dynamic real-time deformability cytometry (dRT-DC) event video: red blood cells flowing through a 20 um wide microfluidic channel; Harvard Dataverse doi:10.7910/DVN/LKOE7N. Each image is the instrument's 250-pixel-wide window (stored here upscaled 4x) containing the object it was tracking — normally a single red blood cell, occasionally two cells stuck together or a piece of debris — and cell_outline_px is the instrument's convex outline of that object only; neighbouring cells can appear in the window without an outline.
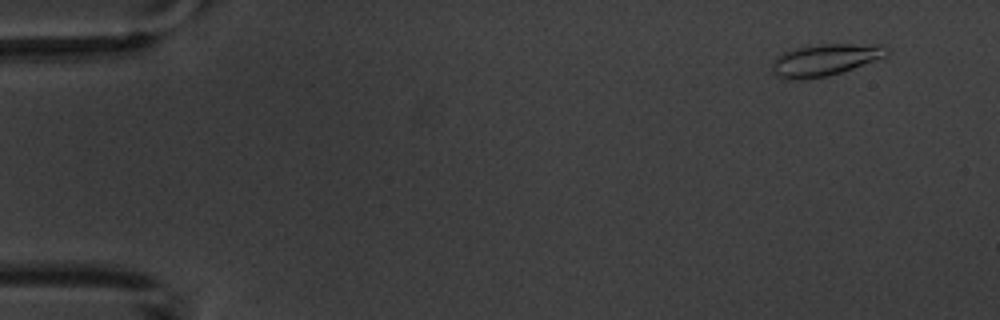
{"species": "common noctule bat (a hibernating species)", "species_latin": "Nyctalus noctula", "temperature_condition": "warm", "stored_images_in_passage": 4, "camera_frame_rate_fps": 3000, "um_per_image_px": 0.085, "animal": {"sex": "male", "body_mass_g": 20.1, "forearm_length_mm": 53.5}, "frame": {"image": 1, "passage_image": 1, "time_ms": 0.0, "image_size_px": [1000, 320], "cell_outline_px": [[892, 52], [888, 56], [828, 76], [800, 80], [788, 80], [776, 76], [772, 72], [772, 60], [776, 56], [784, 52], [796, 48], [820, 44], [884, 44], [892, 48]], "centroid_in_image_um": [70.17, 5.08], "position_along_channel_um": 14.8, "area_um2": 21.68}}
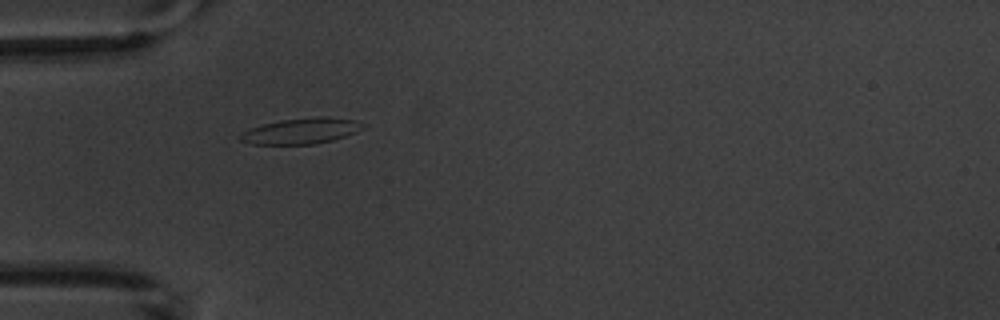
{"frame": {"image": 2, "passage_image": 4, "time_ms": 4.333, "image_size_px": [1000, 320], "cell_outline_px": [[368, 124], [364, 128], [356, 132], [332, 140], [316, 144], [252, 144], [240, 140], [236, 136], [240, 132], [264, 124], [280, 120], [316, 116], [320, 116], [352, 120]], "centroid_in_image_um": [25.59, 11.13], "position_along_channel_um": 59.4, "area_um2": 18.44}}